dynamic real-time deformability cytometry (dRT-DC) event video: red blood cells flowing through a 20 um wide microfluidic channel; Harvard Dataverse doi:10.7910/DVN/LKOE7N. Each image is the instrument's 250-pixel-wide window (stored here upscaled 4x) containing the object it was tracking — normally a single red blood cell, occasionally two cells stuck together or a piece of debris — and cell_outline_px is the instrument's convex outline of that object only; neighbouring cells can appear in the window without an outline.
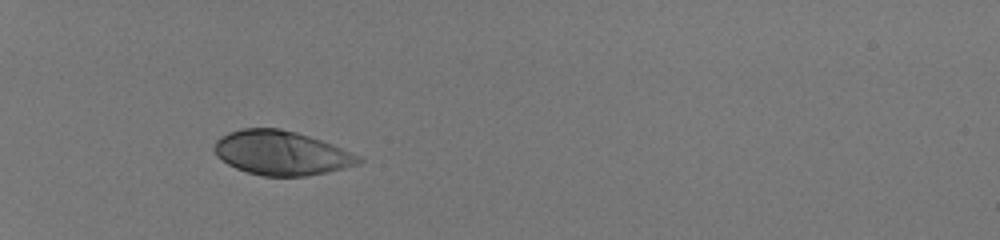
{"species": "human", "species_latin": "Homo sapiens", "temperature_condition": "room temperature", "stored_images_in_passage": 34, "camera_frame_rate_fps": 3000, "um_per_image_px": 0.085, "donor": {"sex": "male"}, "frame": {"image": 1, "passage_image": 1, "time_ms": 0.0, "image_size_px": [1000, 240], "cell_outline_px": [[364, 160], [360, 164], [328, 172], [304, 176], [264, 176], [248, 172], [236, 168], [228, 164], [216, 156], [212, 148], [216, 140], [220, 136], [228, 132], [240, 128], [280, 128], [296, 132], [332, 144], [360, 156]], "centroid_in_image_um": [23.89, 13.0], "position_along_channel_um": 61.1, "area_um2": 37.28}}
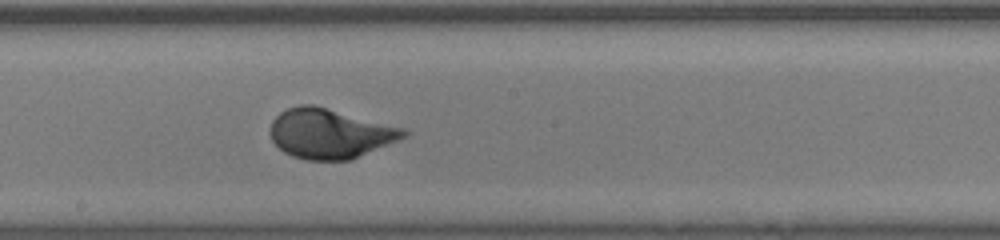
{"frame": {"image": 2, "passage_image": 15, "time_ms": 4.667, "image_size_px": [1000, 240], "cell_outline_px": [[408, 136], [352, 160], [304, 160], [292, 156], [284, 152], [272, 140], [268, 132], [272, 120], [280, 112], [288, 108], [300, 104], [312, 104], [404, 128], [408, 132]], "centroid_in_image_um": [28.02, 11.36], "position_along_channel_um": 220.2, "area_um2": 38.78}}
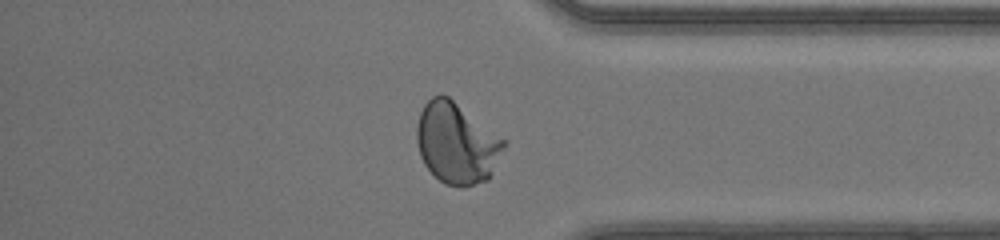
{"frame": {"image": 3, "passage_image": 28, "time_ms": 9.0, "image_size_px": [1000, 240], "cell_outline_px": [[508, 144], [488, 180], [472, 184], [444, 184], [424, 164], [420, 156], [416, 140], [416, 124], [420, 112], [424, 104], [432, 96], [448, 96], [508, 140]], "centroid_in_image_um": [38.84, 12.13], "position_along_channel_um": 396.4, "area_um2": 41.15}, "authors_computed_cell_mechanics": {"area_um2": 38.4948, "velocity_mm_per_s": 4.1196, "shape_relaxation_time_tau1_ms": 2.7114, "shape_relaxation_time_tau2_ms": null, "deformation_change_tau1": 0.1801, "deformation_change_tau2": null}}